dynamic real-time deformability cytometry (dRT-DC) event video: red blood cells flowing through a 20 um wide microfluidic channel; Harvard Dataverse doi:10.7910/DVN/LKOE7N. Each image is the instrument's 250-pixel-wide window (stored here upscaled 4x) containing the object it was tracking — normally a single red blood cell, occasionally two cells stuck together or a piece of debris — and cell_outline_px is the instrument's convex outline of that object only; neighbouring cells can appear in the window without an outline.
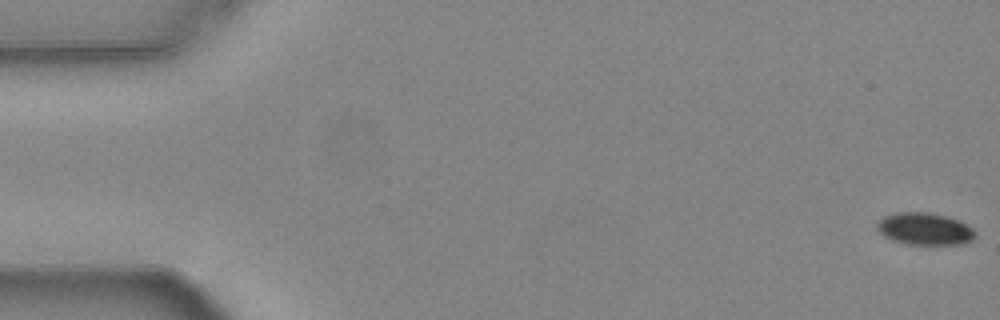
{"species": "common noctule bat (a hibernating species)", "species_latin": "Nyctalus noctula", "temperature_condition": "warm", "stored_images_in_passage": 51, "camera_frame_rate_fps": 3000, "um_per_image_px": 0.085, "animal": {"sex": "female", "body_mass_g": 24.6, "forearm_length_mm": 56.2}, "frame": {"image": 1, "passage_image": 1, "time_ms": 0.0, "image_size_px": [1000, 320], "cell_outline_px": [[976, 236], [972, 240], [960, 244], [908, 244], [892, 240], [884, 236], [876, 228], [876, 224], [884, 216], [896, 212], [928, 212], [944, 216], [956, 220], [972, 228]], "centroid_in_image_um": [78.56, 19.45], "position_along_channel_um": 6.4, "area_um2": 18.15}}
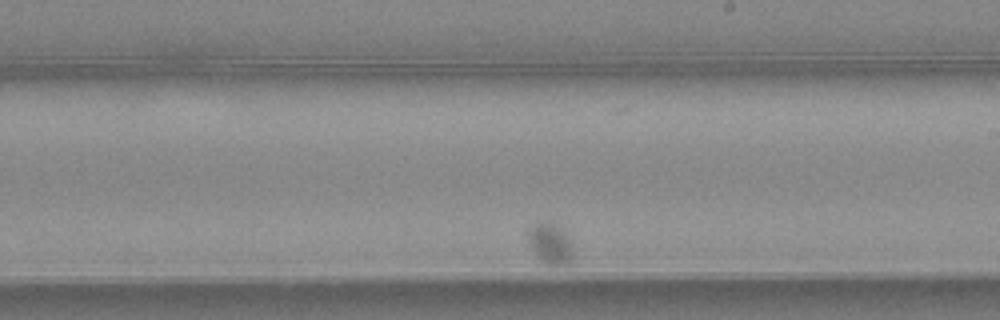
{"frame": {"image": 2, "passage_image": 37, "time_ms": 12.0, "image_size_px": [1000, 320], "cell_outline_px": [[572, 256], [560, 268], [548, 268], [532, 252], [528, 240], [528, 232], [536, 224], [544, 220], [548, 220], [560, 228], [568, 236], [572, 244]], "centroid_in_image_um": [46.76, 20.77], "position_along_channel_um": 242.2, "area_um2": 10.98}}